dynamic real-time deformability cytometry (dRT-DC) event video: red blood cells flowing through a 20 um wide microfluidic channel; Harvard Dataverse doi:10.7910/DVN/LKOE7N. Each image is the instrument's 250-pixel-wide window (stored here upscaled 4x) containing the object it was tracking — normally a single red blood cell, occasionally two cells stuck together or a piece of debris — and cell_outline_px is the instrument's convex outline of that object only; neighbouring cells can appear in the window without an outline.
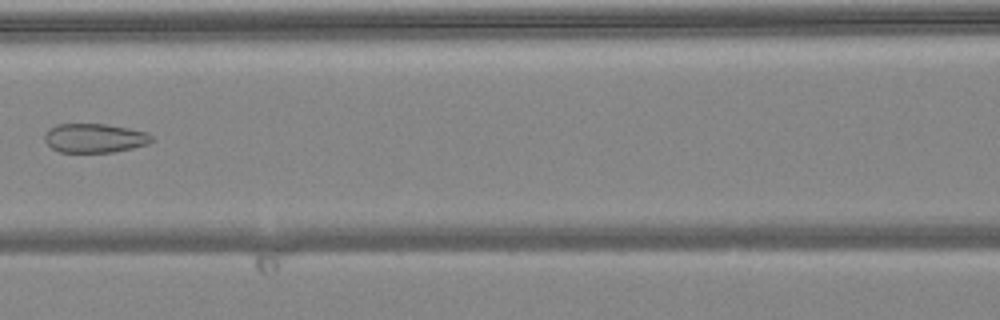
{"species": "common noctule bat (a hibernating species)", "species_latin": "Nyctalus noctula", "temperature_condition": "warm", "stored_images_in_passage": 7, "camera_frame_rate_fps": 3000, "um_per_image_px": 0.085, "animal": {"sex": "female", "body_mass_g": 24.6, "forearm_length_mm": 56.2}, "frame": {"image": 1, "passage_image": 6, "time_ms": 1.667, "image_size_px": [1000, 320], "cell_outline_px": [[152, 140], [148, 144], [132, 148], [112, 152], [60, 152], [52, 148], [44, 140], [44, 132], [48, 128], [56, 124], [104, 124], [128, 128], [148, 132], [152, 136]], "centroid_in_image_um": [8.01, 11.73], "position_along_channel_um": 158.6, "area_um2": 18.21}}
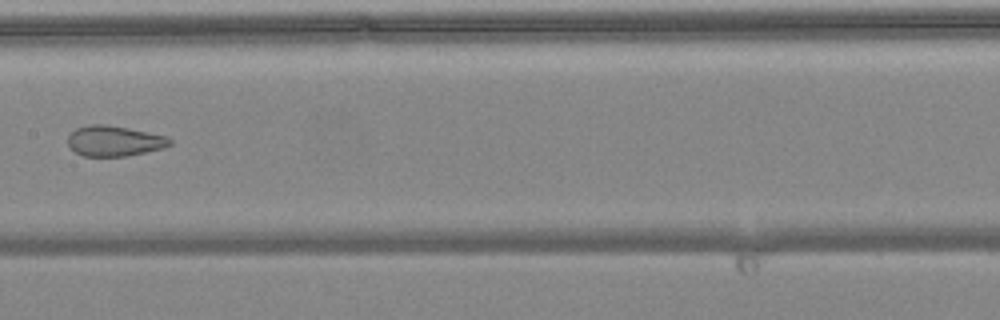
{"frame": {"image": 2, "passage_image": 7, "time_ms": 2.0, "image_size_px": [1000, 320], "cell_outline_px": [[172, 144], [164, 148], [128, 156], [84, 156], [68, 148], [68, 136], [76, 128], [88, 124], [104, 124], [128, 128], [168, 136], [172, 140]], "centroid_in_image_um": [9.72, 11.98], "position_along_channel_um": 197.7, "area_um2": 18.26}}